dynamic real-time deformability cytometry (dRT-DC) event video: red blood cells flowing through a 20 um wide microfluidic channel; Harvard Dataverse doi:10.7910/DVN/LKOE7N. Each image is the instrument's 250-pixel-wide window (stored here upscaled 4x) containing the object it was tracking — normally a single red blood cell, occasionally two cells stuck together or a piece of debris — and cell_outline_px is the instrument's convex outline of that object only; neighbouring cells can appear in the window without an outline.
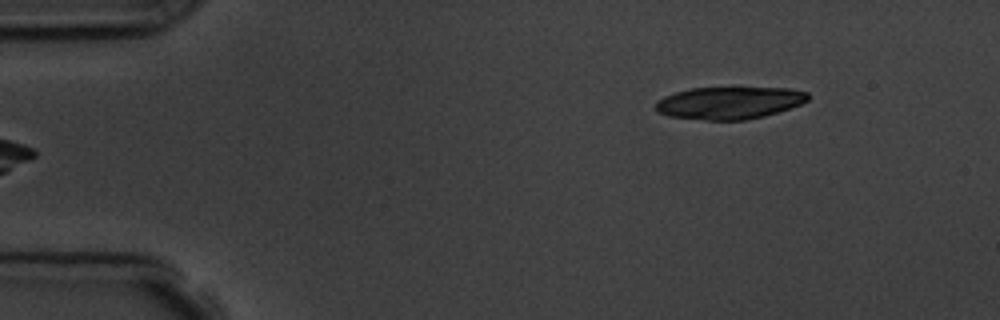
{"species": "common noctule bat (a hibernating species)", "species_latin": "Nyctalus noctula", "temperature_condition": "room temperature", "stored_images_in_passage": 6, "camera_frame_rate_fps": 3000, "um_per_image_px": 0.085, "animal": {"sex": "male", "body_mass_g": 19.5, "forearm_length_mm": 54.6}, "frame": {"image": 1, "passage_image": 6, "time_ms": 6.333, "image_size_px": [1000, 320], "cell_outline_px": [[808, 100], [800, 104], [764, 116], [744, 120], [704, 120], [668, 116], [656, 112], [656, 100], [664, 96], [676, 92], [692, 88], [792, 88], [808, 92]], "centroid_in_image_um": [61.96, 8.74], "position_along_channel_um": 23.0, "area_um2": 28.61}}